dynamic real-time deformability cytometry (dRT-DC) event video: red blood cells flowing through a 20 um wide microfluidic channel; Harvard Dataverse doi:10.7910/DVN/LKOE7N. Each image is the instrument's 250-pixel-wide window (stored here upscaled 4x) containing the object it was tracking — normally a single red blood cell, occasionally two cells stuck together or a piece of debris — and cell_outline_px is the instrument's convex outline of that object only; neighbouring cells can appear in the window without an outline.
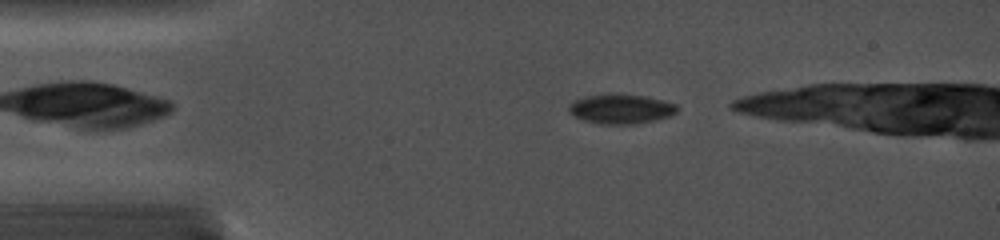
{"species": "common noctule bat (a hibernating species)", "species_latin": "Nyctalus noctula", "temperature_condition": "cold", "stored_images_in_passage": 37, "camera_frame_rate_fps": 5000, "um_per_image_px": 0.085, "animal": {"sex": "female", "body_mass_g": 19.0, "forearm_length_mm": 56.7}, "frame": {"image": 1, "passage_image": 6, "time_ms": 0.8, "image_size_px": [1000, 240], "cell_outline_px": [[680, 108], [676, 112], [668, 116], [656, 120], [632, 124], [600, 124], [584, 120], [576, 116], [568, 108], [568, 104], [572, 100], [588, 96], [612, 92], [648, 96], [664, 100], [676, 104]], "centroid_in_image_um": [52.8, 9.23], "position_along_channel_um": 32.2, "area_um2": 18.96}}
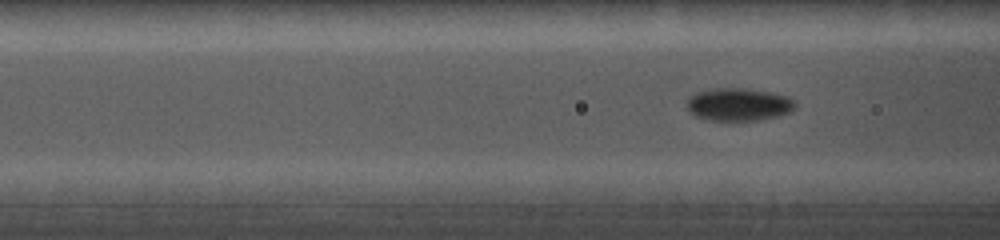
{"frame": {"image": 2, "passage_image": 24, "time_ms": 3.6, "image_size_px": [1000, 240], "cell_outline_px": [[796, 104], [792, 112], [760, 120], [708, 120], [696, 116], [688, 112], [688, 96], [700, 92], [716, 88], [744, 88], [768, 92], [788, 96]], "centroid_in_image_um": [62.78, 8.88], "position_along_channel_um": 103.8, "area_um2": 20.52}}
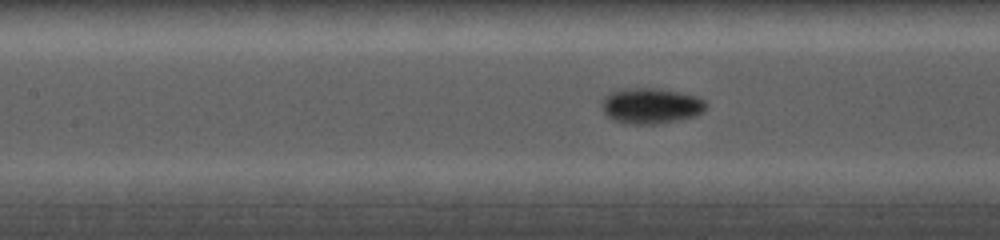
{"frame": {"image": 3, "passage_image": 31, "time_ms": 4.8, "image_size_px": [1000, 240], "cell_outline_px": [[708, 108], [704, 112], [696, 116], [656, 124], [624, 124], [608, 116], [604, 112], [604, 96], [620, 88], [660, 88], [680, 92], [696, 96], [704, 100], [708, 104]], "centroid_in_image_um": [55.39, 8.99], "position_along_channel_um": 152.0, "area_um2": 21.73}}